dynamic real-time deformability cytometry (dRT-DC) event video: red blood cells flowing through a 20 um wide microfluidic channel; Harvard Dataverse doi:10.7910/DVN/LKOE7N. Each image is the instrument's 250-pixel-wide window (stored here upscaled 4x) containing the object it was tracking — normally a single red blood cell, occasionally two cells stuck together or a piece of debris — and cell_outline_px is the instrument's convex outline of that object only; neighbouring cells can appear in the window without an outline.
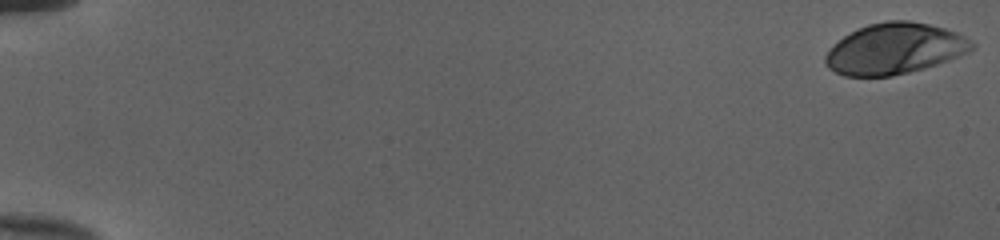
{"species": "human", "species_latin": "Homo sapiens", "temperature_condition": "cold", "stored_images_in_passage": 52, "camera_frame_rate_fps": 3000, "um_per_image_px": 0.085, "donor": {"sex": "female"}, "frame": {"image": 1, "passage_image": 1, "time_ms": 0.0, "image_size_px": [1000, 240], "cell_outline_px": [[976, 48], [968, 52], [948, 60], [924, 68], [892, 76], [844, 76], [828, 68], [824, 64], [824, 56], [844, 36], [868, 24], [888, 20], [908, 20], [928, 24], [944, 28], [956, 32], [964, 36], [976, 44]], "centroid_in_image_um": [76.06, 4.14], "position_along_channel_um": 8.9, "area_um2": 43.18}}
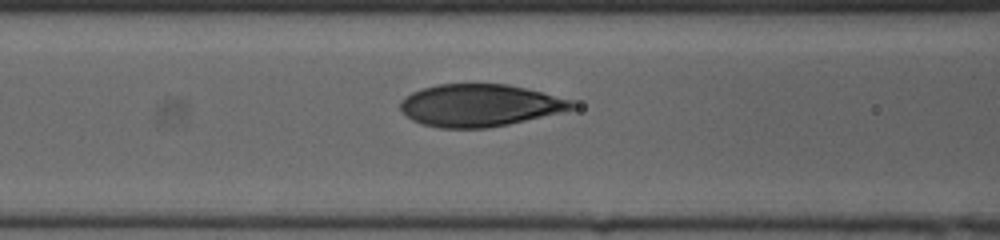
{"frame": {"image": 2, "passage_image": 24, "time_ms": 7.667, "image_size_px": [1000, 240], "cell_outline_px": [[576, 108], [560, 112], [508, 124], [488, 128], [440, 128], [420, 124], [404, 116], [400, 108], [400, 100], [404, 96], [412, 92], [436, 84], [508, 84], [572, 100], [576, 104]], "centroid_in_image_um": [40.71, 8.96], "position_along_channel_um": 125.9, "area_um2": 42.25}}
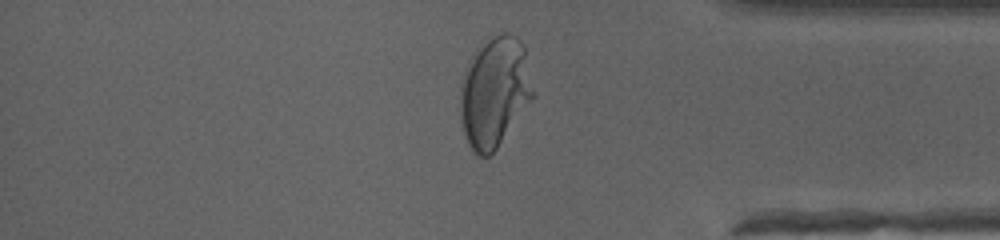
{"frame": {"image": 3, "passage_image": 45, "time_ms": 14.667, "image_size_px": [1000, 240], "cell_outline_px": [[536, 96], [496, 148], [488, 156], [476, 156], [472, 152], [460, 128], [460, 84], [464, 68], [476, 48], [492, 32], [508, 32], [516, 36], [524, 44], [536, 92]], "centroid_in_image_um": [42.04, 7.77], "position_along_channel_um": 393.2, "area_um2": 48.44}, "authors_computed_cell_mechanics": {"area_um2": 42.7431, "velocity_mm_per_s": 3.9996, "shape_relaxation_time_tau1_ms": 3.9889, "shape_relaxation_time_tau2_ms": null, "deformation_change_tau1": 0.2108, "deformation_change_tau2": null}}